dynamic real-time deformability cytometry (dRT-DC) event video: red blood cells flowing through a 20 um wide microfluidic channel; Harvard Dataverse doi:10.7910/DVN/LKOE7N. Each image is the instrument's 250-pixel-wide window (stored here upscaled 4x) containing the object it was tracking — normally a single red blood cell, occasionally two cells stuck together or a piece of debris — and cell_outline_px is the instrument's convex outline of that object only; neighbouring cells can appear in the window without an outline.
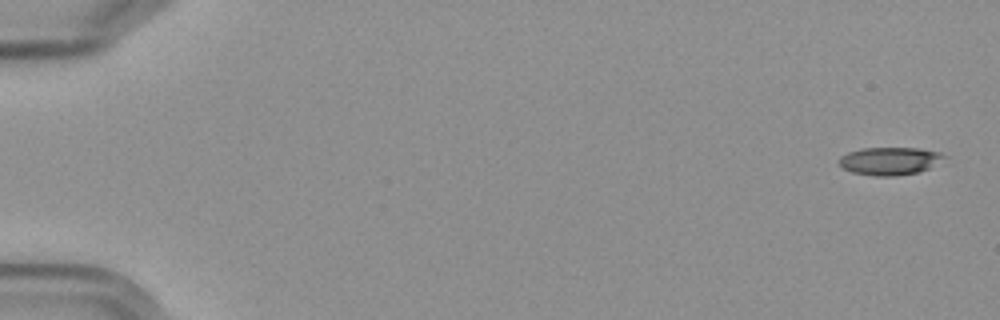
{"species": "Egyptian fruit bat (a non-hibernating species)", "species_latin": "Rousettus aegyptiacus", "temperature_condition": "cold", "stored_images_in_passage": 7, "camera_frame_rate_fps": 3000, "um_per_image_px": 0.085, "frame": {"image": 1, "passage_image": 1, "time_ms": 0.0, "image_size_px": [1000, 320], "cell_outline_px": [[948, 156], [928, 168], [916, 172], [892, 176], [876, 176], [852, 172], [844, 168], [840, 164], [840, 156], [848, 152], [864, 148], [920, 148], [940, 152]], "centroid_in_image_um": [75.63, 13.67], "position_along_channel_um": 9.4, "area_um2": 16.76}}
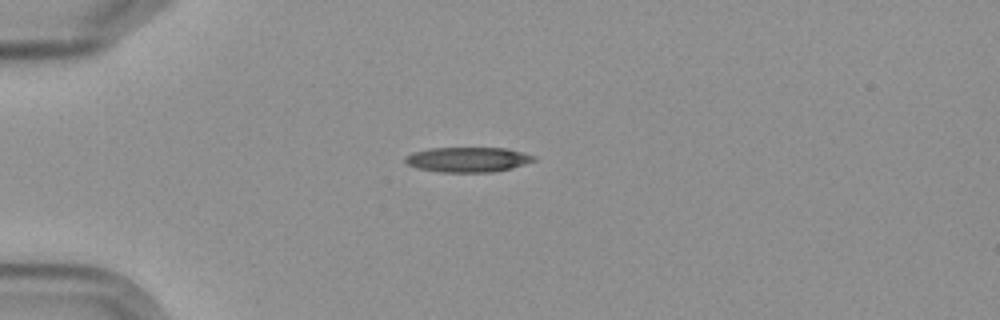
{"frame": {"image": 2, "passage_image": 5, "time_ms": 4.667, "image_size_px": [1000, 320], "cell_outline_px": [[536, 160], [512, 168], [492, 172], [440, 172], [416, 168], [404, 164], [404, 156], [412, 152], [432, 148], [504, 148], [536, 156]], "centroid_in_image_um": [39.7, 13.57], "position_along_channel_um": 45.3, "area_um2": 18.79}}
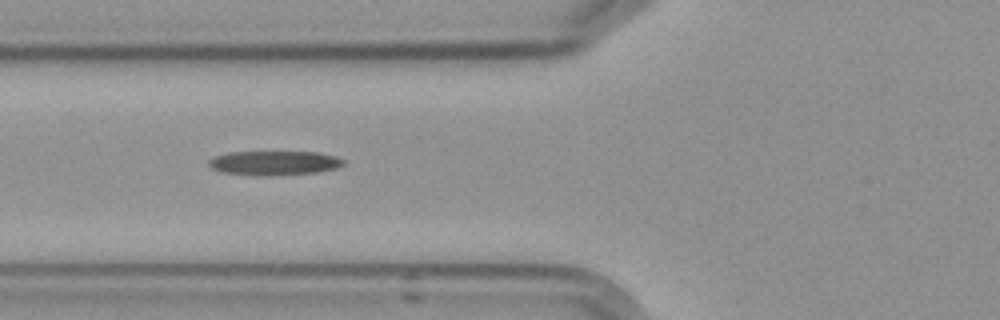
{"frame": {"image": 3, "passage_image": 7, "time_ms": 7.0, "image_size_px": [1000, 320], "cell_outline_px": [[344, 164], [336, 168], [316, 172], [272, 176], [256, 176], [220, 172], [212, 168], [208, 164], [208, 160], [216, 156], [228, 152], [316, 152], [336, 156], [344, 160]], "centroid_in_image_um": [23.28, 13.86], "position_along_channel_um": 102.5, "area_um2": 19.19}}